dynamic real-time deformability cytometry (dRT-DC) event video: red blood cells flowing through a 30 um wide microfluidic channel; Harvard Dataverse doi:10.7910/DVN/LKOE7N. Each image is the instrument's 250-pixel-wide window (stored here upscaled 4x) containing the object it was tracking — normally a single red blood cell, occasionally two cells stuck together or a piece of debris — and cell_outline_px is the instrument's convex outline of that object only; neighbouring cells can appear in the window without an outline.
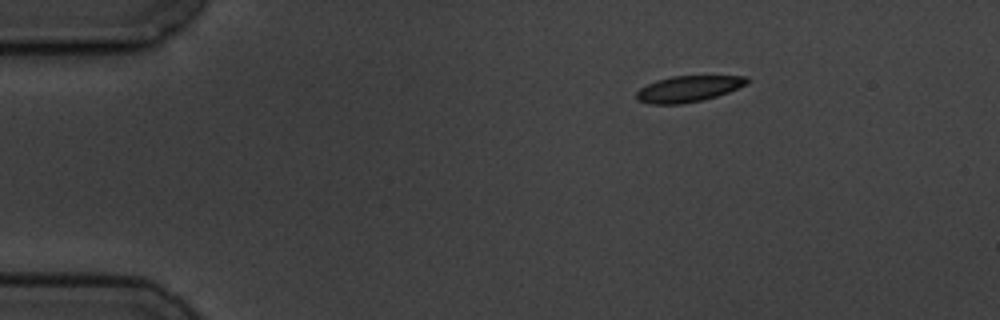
{"species": "common noctule bat (a hibernating species)", "species_latin": "Nyctalus noctula", "temperature_condition": "cold", "stored_images_in_passage": 3, "camera_frame_rate_fps": 3000, "um_per_image_px": 0.085, "animal": {"sex": "male", "body_mass_g": 19.5, "forearm_length_mm": 54.6}, "frame": {"image": 1, "passage_image": 1, "time_ms": 0.0, "image_size_px": [1000, 320], "cell_outline_px": [[748, 84], [728, 92], [716, 96], [700, 100], [680, 104], [652, 104], [636, 100], [636, 92], [640, 88], [656, 80], [672, 76], [748, 76]], "centroid_in_image_um": [58.49, 7.54], "position_along_channel_um": 26.5, "area_um2": 16.7}}